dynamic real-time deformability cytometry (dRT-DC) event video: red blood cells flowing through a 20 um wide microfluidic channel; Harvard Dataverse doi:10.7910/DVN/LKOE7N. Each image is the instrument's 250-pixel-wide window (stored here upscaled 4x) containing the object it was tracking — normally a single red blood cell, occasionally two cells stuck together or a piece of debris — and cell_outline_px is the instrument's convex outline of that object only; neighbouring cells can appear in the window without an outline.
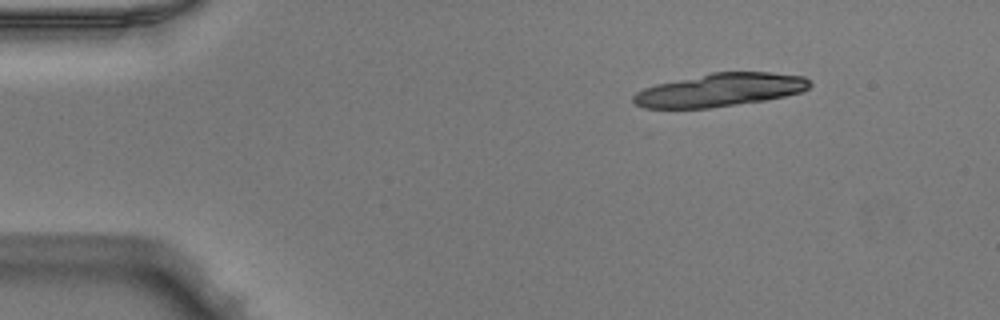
{"species": "Egyptian fruit bat (a non-hibernating species)", "species_latin": "Rousettus aegyptiacus", "temperature_condition": "warm", "stored_images_in_passage": 11, "camera_frame_rate_fps": 3000, "um_per_image_px": 0.085, "animal": {"sex": "male"}, "frame": {"image": 1, "passage_image": 1, "time_ms": 0.0, "image_size_px": [1000, 320], "cell_outline_px": [[812, 84], [804, 92], [764, 100], [708, 108], [644, 108], [636, 104], [632, 100], [632, 96], [636, 92], [644, 88], [656, 84], [712, 72], [768, 72], [804, 76]], "centroid_in_image_um": [61.2, 7.64], "position_along_channel_um": 23.8, "area_um2": 33.99}}